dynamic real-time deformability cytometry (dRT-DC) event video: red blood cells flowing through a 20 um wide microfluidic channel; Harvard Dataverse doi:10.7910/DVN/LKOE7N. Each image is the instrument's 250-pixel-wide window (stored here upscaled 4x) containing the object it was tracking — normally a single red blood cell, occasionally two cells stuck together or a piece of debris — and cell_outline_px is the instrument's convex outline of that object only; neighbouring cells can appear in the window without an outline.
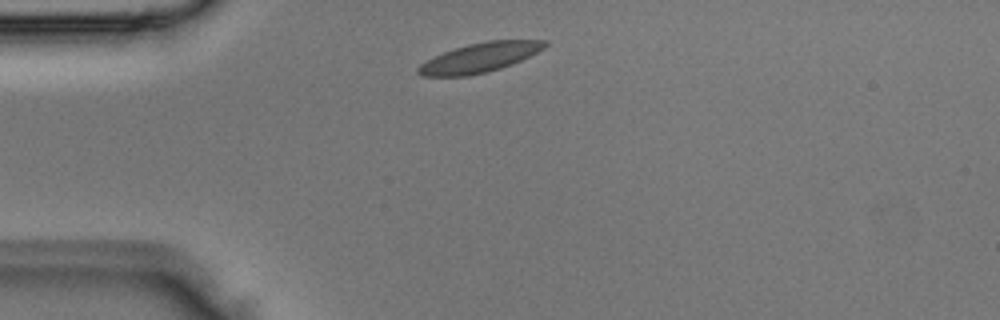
{"species": "Egyptian fruit bat (a non-hibernating species)", "species_latin": "Rousettus aegyptiacus", "temperature_condition": "room temperature", "stored_images_in_passage": 1, "camera_frame_rate_fps": 3000, "um_per_image_px": 0.085, "animal": {"sex": "male"}, "frame": {"image": 1, "passage_image": 1, "time_ms": 0.0, "image_size_px": [1000, 320], "cell_outline_px": [[548, 44], [544, 48], [512, 64], [488, 72], [468, 76], [420, 76], [416, 72], [416, 68], [420, 64], [432, 56], [468, 44], [488, 40], [548, 40]], "centroid_in_image_um": [40.73, 4.9], "position_along_channel_um": 44.3, "area_um2": 21.73}}